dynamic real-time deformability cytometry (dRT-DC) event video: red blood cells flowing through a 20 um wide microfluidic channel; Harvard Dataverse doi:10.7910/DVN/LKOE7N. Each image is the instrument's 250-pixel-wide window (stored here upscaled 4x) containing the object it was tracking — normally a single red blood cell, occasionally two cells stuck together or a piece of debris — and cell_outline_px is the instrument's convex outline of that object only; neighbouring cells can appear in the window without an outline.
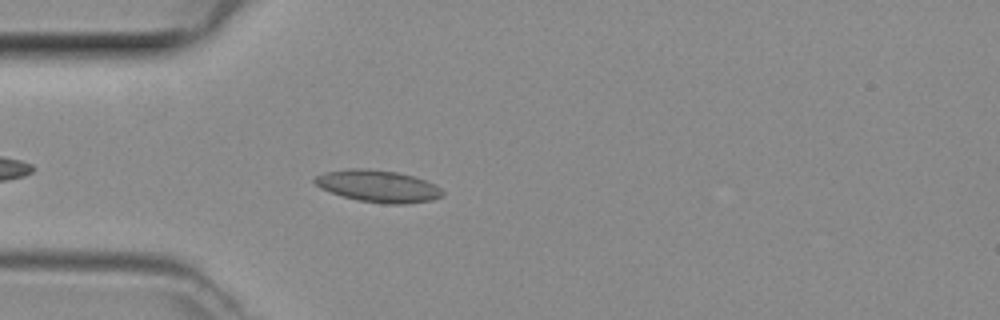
{"species": "common noctule bat (a hibernating species)", "species_latin": "Nyctalus noctula", "temperature_condition": "room temperature", "stored_images_in_passage": 35, "camera_frame_rate_fps": 3000, "um_per_image_px": 0.085, "animal": {"sex": "female", "body_mass_g": 29.2, "forearm_length_mm": 56.3}, "frame": {"image": 1, "passage_image": 4, "time_ms": 1.0, "image_size_px": [1000, 320], "cell_outline_px": [[444, 196], [432, 200], [400, 204], [384, 204], [356, 200], [320, 188], [312, 180], [316, 176], [328, 172], [348, 168], [364, 168], [396, 172], [412, 176], [436, 184], [444, 192]], "centroid_in_image_um": [32.15, 15.83], "position_along_channel_um": 52.8, "area_um2": 23.7}}
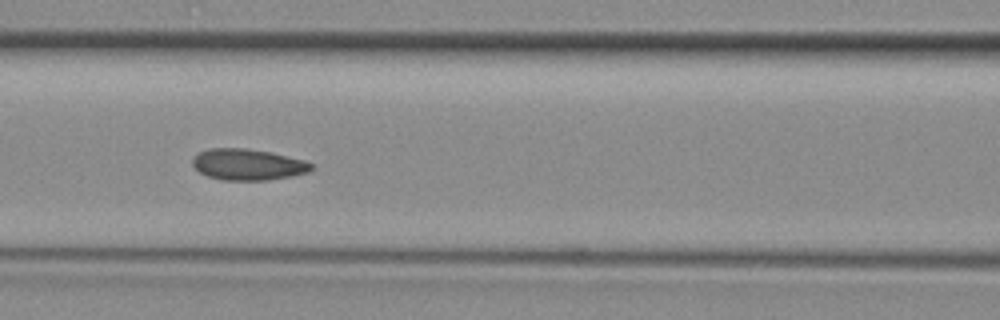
{"frame": {"image": 2, "passage_image": 11, "time_ms": 3.333, "image_size_px": [1000, 320], "cell_outline_px": [[316, 164], [308, 172], [292, 176], [268, 180], [224, 180], [208, 176], [200, 172], [192, 164], [192, 156], [200, 152], [212, 148], [244, 148], [272, 152], [304, 160]], "centroid_in_image_um": [21.09, 13.98], "position_along_channel_um": 145.5, "area_um2": 21.68}}
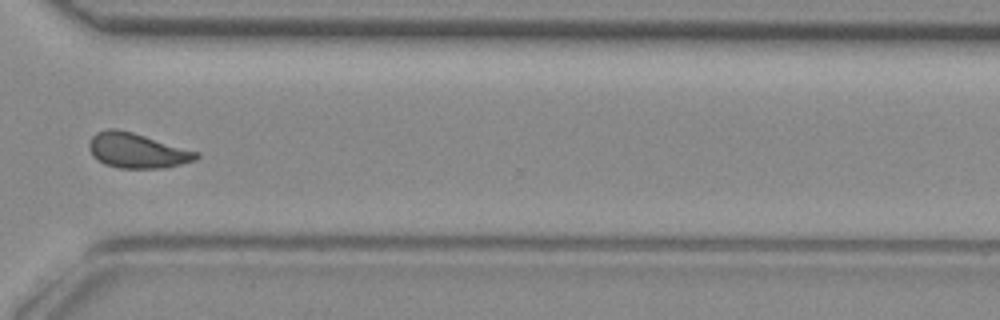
{"frame": {"image": 3, "passage_image": 26, "time_ms": 8.333, "image_size_px": [1000, 320], "cell_outline_px": [[200, 156], [196, 160], [164, 168], [120, 168], [104, 164], [92, 156], [88, 148], [88, 144], [92, 136], [96, 132], [108, 128], [116, 128], [132, 132], [200, 152]], "centroid_in_image_um": [11.64, 12.79], "position_along_channel_um": 359.0, "area_um2": 21.96}}